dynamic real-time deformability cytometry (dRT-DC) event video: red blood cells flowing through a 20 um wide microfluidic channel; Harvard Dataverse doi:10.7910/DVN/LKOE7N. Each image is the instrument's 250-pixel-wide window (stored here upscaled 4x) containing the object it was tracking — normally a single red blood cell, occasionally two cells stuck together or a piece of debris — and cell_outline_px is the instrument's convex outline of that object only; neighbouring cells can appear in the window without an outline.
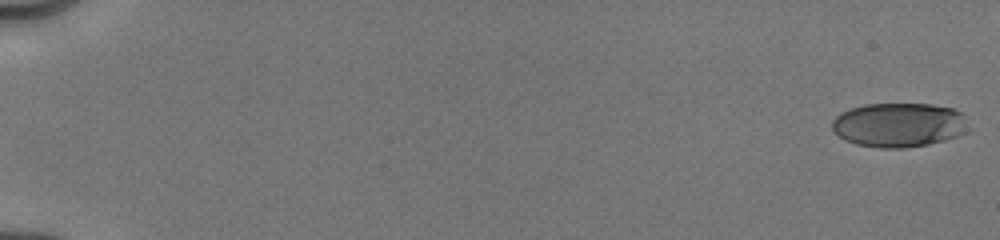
{"species": "human", "species_latin": "Homo sapiens", "temperature_condition": "cold", "stored_images_in_passage": 34, "camera_frame_rate_fps": 3000, "um_per_image_px": 0.085, "donor": {"sex": "male"}, "frame": {"image": 1, "passage_image": 1, "time_ms": 0.0, "image_size_px": [1000, 240], "cell_outline_px": [[972, 132], [944, 140], [928, 144], [904, 148], [880, 148], [856, 144], [844, 140], [832, 128], [832, 120], [840, 112], [864, 104], [932, 104], [952, 108], [960, 112], [964, 116]], "centroid_in_image_um": [76.45, 10.62], "position_along_channel_um": 8.6, "area_um2": 35.49}}
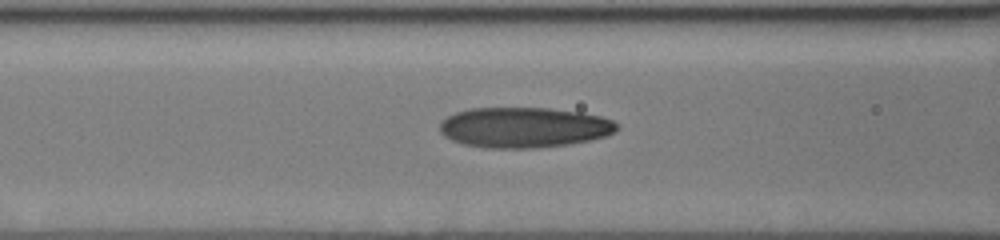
{"frame": {"image": 2, "passage_image": 29, "time_ms": 7.667, "image_size_px": [1000, 240], "cell_outline_px": [[620, 128], [616, 132], [608, 136], [592, 140], [568, 144], [536, 148], [484, 148], [464, 144], [452, 140], [444, 136], [440, 132], [440, 120], [456, 112], [472, 108], [548, 108], [580, 112], [600, 116], [612, 120], [620, 124]], "centroid_in_image_um": [44.57, 10.84], "position_along_channel_um": 122.0, "area_um2": 42.08}}
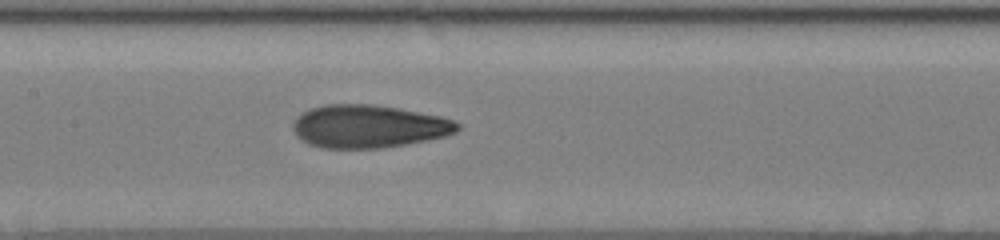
{"frame": {"image": 3, "passage_image": 34, "time_ms": 9.0, "image_size_px": [1000, 240], "cell_outline_px": [[460, 128], [456, 132], [444, 136], [428, 140], [384, 148], [320, 148], [308, 144], [300, 140], [296, 136], [292, 128], [292, 124], [296, 116], [308, 108], [324, 104], [372, 104], [400, 108], [440, 116], [456, 120], [460, 124]], "centroid_in_image_um": [31.3, 10.74], "position_along_channel_um": 176.1, "area_um2": 41.73}}